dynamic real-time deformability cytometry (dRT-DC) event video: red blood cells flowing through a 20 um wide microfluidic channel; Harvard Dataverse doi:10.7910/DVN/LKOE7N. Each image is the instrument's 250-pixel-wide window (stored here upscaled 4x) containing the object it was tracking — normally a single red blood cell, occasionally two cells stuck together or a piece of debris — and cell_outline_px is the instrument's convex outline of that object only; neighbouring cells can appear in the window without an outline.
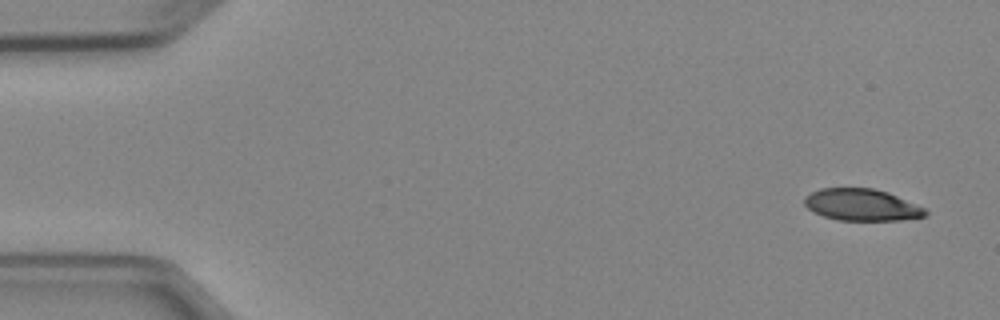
{"species": "Egyptian fruit bat (a non-hibernating species)", "species_latin": "Rousettus aegyptiacus", "temperature_condition": "cold", "stored_images_in_passage": 5, "camera_frame_rate_fps": 3000, "um_per_image_px": 0.085, "animal": {"sex": "female"}, "frame": {"image": 1, "passage_image": 1, "time_ms": 0.0, "image_size_px": [1000, 320], "cell_outline_px": [[928, 212], [924, 216], [900, 220], [836, 220], [824, 216], [808, 208], [804, 204], [804, 196], [820, 188], [872, 188], [888, 192], [924, 208]], "centroid_in_image_um": [73.22, 17.4], "position_along_channel_um": 11.8, "area_um2": 22.2}}
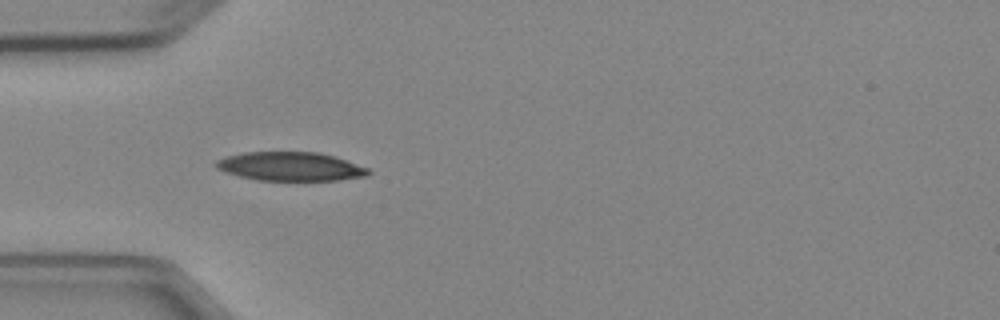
{"frame": {"image": 2, "passage_image": 4, "time_ms": 4.333, "image_size_px": [1000, 320], "cell_outline_px": [[372, 172], [368, 176], [340, 180], [256, 180], [240, 176], [216, 168], [212, 164], [216, 160], [228, 156], [244, 152], [320, 152], [368, 168]], "centroid_in_image_um": [24.68, 14.15], "position_along_channel_um": 60.3, "area_um2": 25.43}}
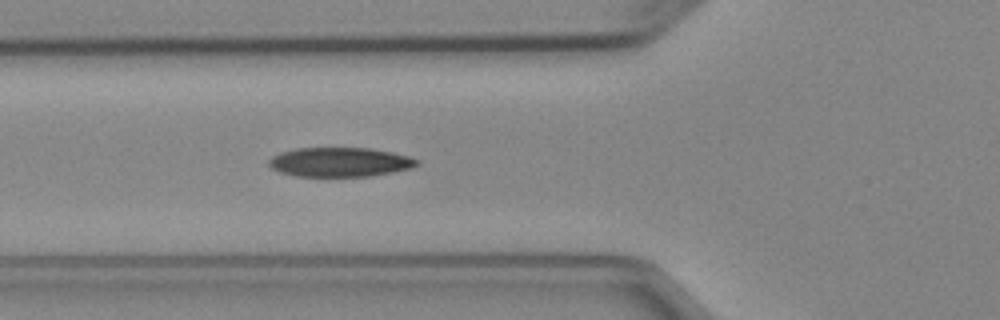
{"frame": {"image": 3, "passage_image": 5, "time_ms": 5.333, "image_size_px": [1000, 320], "cell_outline_px": [[420, 164], [412, 168], [392, 172], [368, 176], [296, 176], [280, 172], [272, 168], [268, 164], [268, 160], [272, 156], [280, 152], [296, 148], [368, 148], [392, 152], [408, 156], [420, 160]], "centroid_in_image_um": [28.89, 13.77], "position_along_channel_um": 96.9, "area_um2": 25.32}}